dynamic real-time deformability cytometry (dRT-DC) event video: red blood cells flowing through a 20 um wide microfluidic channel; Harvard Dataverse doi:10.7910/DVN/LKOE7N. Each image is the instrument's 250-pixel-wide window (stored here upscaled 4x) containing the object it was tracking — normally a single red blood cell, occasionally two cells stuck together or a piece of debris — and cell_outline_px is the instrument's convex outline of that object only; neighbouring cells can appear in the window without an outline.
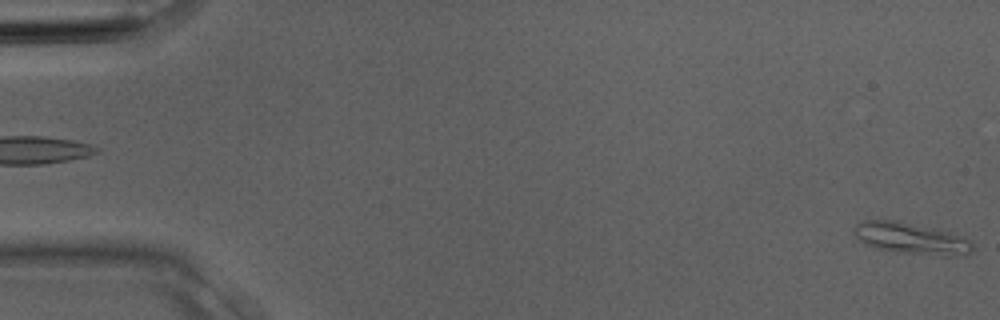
{"species": "Egyptian fruit bat (a non-hibernating species)", "species_latin": "Rousettus aegyptiacus", "temperature_condition": "room temperature", "stored_images_in_passage": 3, "camera_frame_rate_fps": 3000, "um_per_image_px": 0.085, "animal": {"sex": "male"}, "frame": {"image": 1, "passage_image": 3, "time_ms": 0.667, "image_size_px": [1000, 320], "cell_outline_px": [[976, 244], [972, 252], [968, 256], [944, 256], [896, 252], [876, 248], [860, 240], [852, 232], [856, 224], [864, 220], [900, 220], [932, 228], [972, 240]], "centroid_in_image_um": [77.5, 20.28], "position_along_channel_um": 7.5, "area_um2": 21.91}}